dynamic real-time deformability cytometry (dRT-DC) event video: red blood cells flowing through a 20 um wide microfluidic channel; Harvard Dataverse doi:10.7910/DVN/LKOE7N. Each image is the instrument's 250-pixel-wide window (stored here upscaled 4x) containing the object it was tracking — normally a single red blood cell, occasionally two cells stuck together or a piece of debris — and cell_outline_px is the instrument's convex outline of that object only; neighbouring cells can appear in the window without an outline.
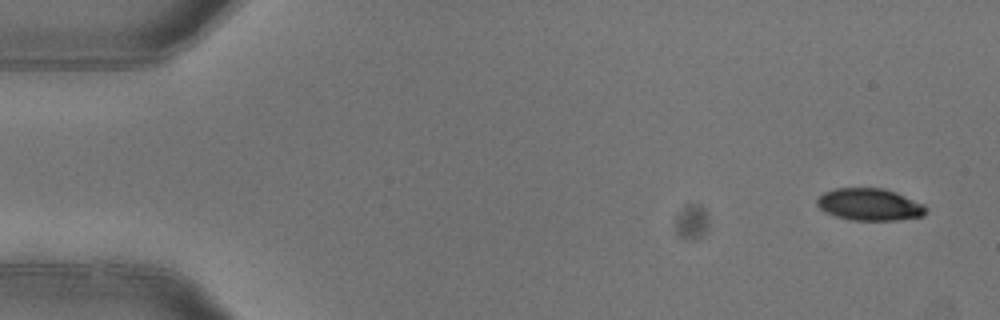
{"species": "common noctule bat (a hibernating species)", "species_latin": "Nyctalus noctula", "temperature_condition": "warm", "stored_images_in_passage": 6, "camera_frame_rate_fps": 3000, "um_per_image_px": 0.085, "animal": {"sex": "female"}, "frame": {"image": 1, "passage_image": 1, "time_ms": 0.0, "image_size_px": [1000, 320], "cell_outline_px": [[928, 212], [924, 216], [896, 220], [852, 220], [836, 216], [824, 212], [816, 204], [816, 200], [824, 192], [836, 188], [884, 188], [896, 192], [924, 204], [928, 208]], "centroid_in_image_um": [73.94, 17.38], "position_along_channel_um": 11.1, "area_um2": 20.52}}
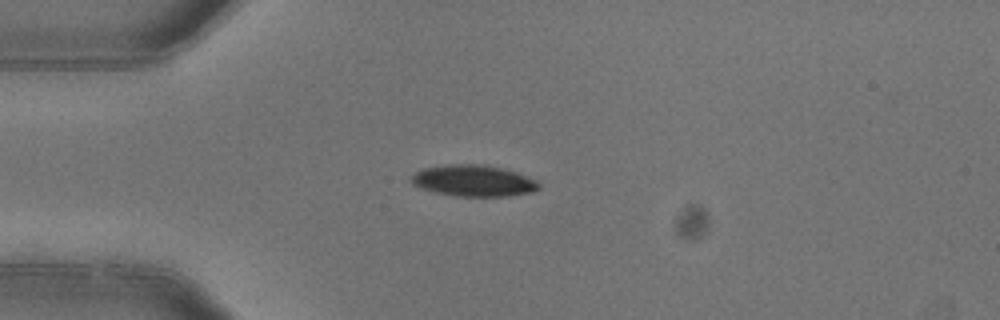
{"frame": {"image": 2, "passage_image": 4, "time_ms": 1.0, "image_size_px": [1000, 320], "cell_outline_px": [[540, 188], [532, 192], [508, 196], [456, 196], [436, 192], [412, 184], [408, 180], [416, 172], [424, 168], [448, 164], [484, 164], [516, 172], [536, 180], [540, 184]], "centroid_in_image_um": [40.26, 15.36], "position_along_channel_um": 44.7, "area_um2": 23.18}}